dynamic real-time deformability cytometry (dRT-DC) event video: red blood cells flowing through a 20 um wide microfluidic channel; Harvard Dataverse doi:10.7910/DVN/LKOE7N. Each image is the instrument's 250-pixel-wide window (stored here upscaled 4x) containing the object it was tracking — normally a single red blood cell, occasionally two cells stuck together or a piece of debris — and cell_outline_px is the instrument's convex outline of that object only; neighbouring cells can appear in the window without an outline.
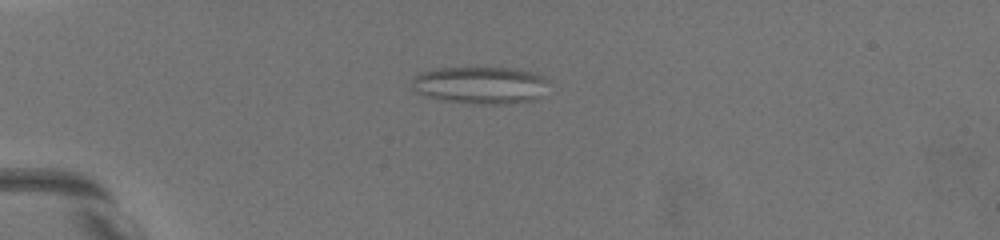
{"species": "common noctule bat (a hibernating species)", "species_latin": "Nyctalus noctula", "temperature_condition": "warm", "stored_images_in_passage": 24, "camera_frame_rate_fps": 3000, "um_per_image_px": 0.085, "animal": {"sex": "female", "body_mass_g": 19.5, "forearm_length_mm": 54.1}, "frame": {"image": 1, "passage_image": 5, "time_ms": 2.667, "image_size_px": [1000, 240], "cell_outline_px": [[548, 80], [536, 100], [504, 104], [476, 104], [444, 100], [428, 96], [416, 92], [412, 84], [412, 80], [420, 72], [432, 68], [512, 68], [532, 72], [544, 76]], "centroid_in_image_um": [40.81, 7.23], "position_along_channel_um": 44.2, "area_um2": 29.48}}
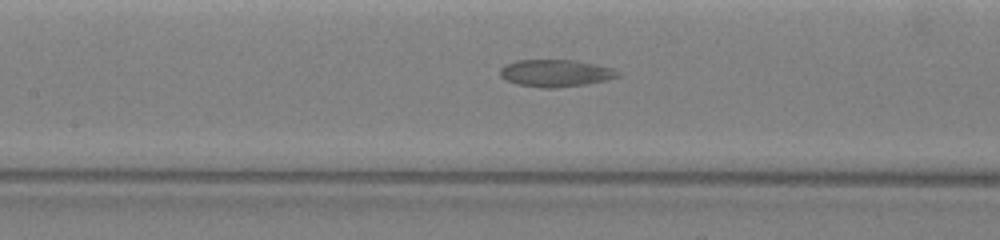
{"frame": {"image": 2, "passage_image": 14, "time_ms": 7.0, "image_size_px": [1000, 240], "cell_outline_px": [[620, 76], [604, 80], [584, 84], [556, 88], [540, 88], [516, 84], [500, 76], [500, 68], [516, 60], [576, 60], [612, 68]], "centroid_in_image_um": [47.18, 6.22], "position_along_channel_um": 160.2, "area_um2": 18.38}}
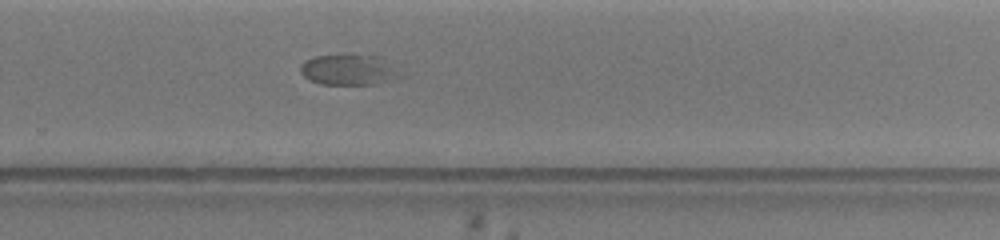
{"frame": {"image": 3, "passage_image": 22, "time_ms": 11.0, "image_size_px": [1000, 240], "cell_outline_px": [[396, 72], [384, 80], [376, 84], [320, 84], [308, 80], [300, 72], [300, 64], [304, 60], [312, 56], [376, 56]], "centroid_in_image_um": [29.37, 5.94], "position_along_channel_um": 300.4, "area_um2": 16.53}}